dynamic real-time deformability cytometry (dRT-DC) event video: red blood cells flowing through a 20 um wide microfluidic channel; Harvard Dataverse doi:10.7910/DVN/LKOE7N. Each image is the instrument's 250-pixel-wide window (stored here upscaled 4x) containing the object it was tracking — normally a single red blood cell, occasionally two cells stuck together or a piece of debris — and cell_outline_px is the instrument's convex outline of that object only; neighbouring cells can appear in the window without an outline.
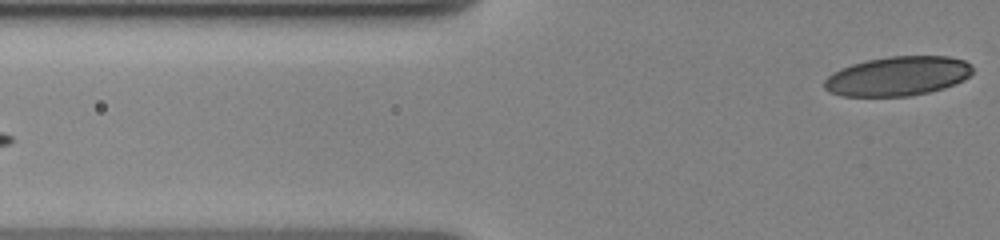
{"species": "human", "species_latin": "Homo sapiens", "temperature_condition": "cold", "stored_images_in_passage": 6, "segment_of_instrument_passage": [2, 2], "camera_frame_rate_fps": 3000, "um_per_image_px": 0.085, "donor": {"sex": "female"}, "frame": {"image": 1, "passage_image": 6, "time_ms": 5.667, "image_size_px": [1000, 240], "cell_outline_px": [[972, 72], [964, 80], [944, 88], [928, 92], [908, 96], [844, 96], [832, 92], [824, 88], [824, 80], [832, 72], [840, 68], [852, 64], [868, 60], [888, 56], [948, 56], [964, 60], [972, 64]], "centroid_in_image_um": [76.31, 6.46], "position_along_channel_um": 49.5, "area_um2": 33.99}}